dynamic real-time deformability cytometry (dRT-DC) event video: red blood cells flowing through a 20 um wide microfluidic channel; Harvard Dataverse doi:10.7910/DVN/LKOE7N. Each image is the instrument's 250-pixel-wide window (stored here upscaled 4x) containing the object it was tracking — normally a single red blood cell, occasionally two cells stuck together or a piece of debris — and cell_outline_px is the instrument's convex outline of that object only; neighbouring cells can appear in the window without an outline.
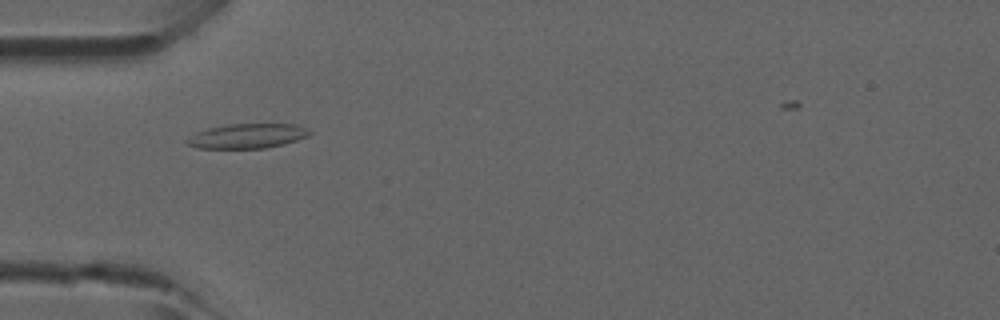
{"species": "common noctule bat (a hibernating species)", "species_latin": "Nyctalus noctula", "temperature_condition": "room temperature", "stored_images_in_passage": 35, "camera_frame_rate_fps": 3000, "um_per_image_px": 0.085, "animal": {"sex": "male", "forearm_length_mm": 52.5}, "frame": {"image": 1, "passage_image": 3, "time_ms": 0.667, "image_size_px": [1000, 320], "cell_outline_px": [[312, 132], [308, 136], [284, 144], [264, 148], [200, 148], [188, 144], [184, 140], [196, 132], [208, 128], [228, 124], [296, 124], [308, 128]], "centroid_in_image_um": [21.04, 11.55], "position_along_channel_um": 64.0, "area_um2": 17.57}}
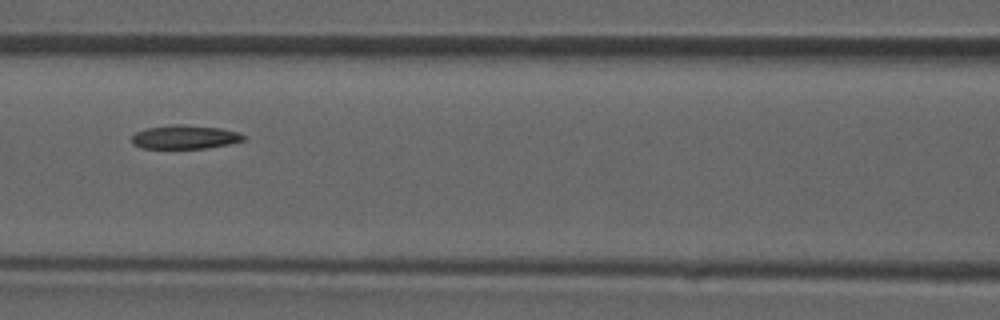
{"frame": {"image": 2, "passage_image": 9, "time_ms": 2.667, "image_size_px": [1000, 320], "cell_outline_px": [[244, 140], [228, 144], [204, 148], [140, 148], [132, 144], [132, 136], [136, 132], [148, 128], [176, 124], [180, 124], [220, 128], [240, 132], [244, 136]], "centroid_in_image_um": [15.7, 11.65], "position_along_channel_um": 150.9, "area_um2": 15.32}}
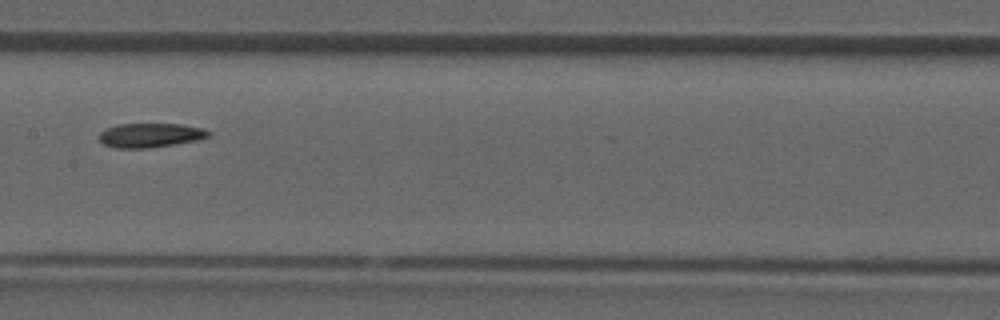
{"frame": {"image": 3, "passage_image": 12, "time_ms": 3.667, "image_size_px": [1000, 320], "cell_outline_px": [[208, 136], [200, 140], [148, 148], [116, 148], [104, 144], [100, 140], [100, 132], [116, 124], [180, 124], [200, 128], [208, 132]], "centroid_in_image_um": [12.75, 11.5], "position_along_channel_um": 194.7, "area_um2": 15.2}}